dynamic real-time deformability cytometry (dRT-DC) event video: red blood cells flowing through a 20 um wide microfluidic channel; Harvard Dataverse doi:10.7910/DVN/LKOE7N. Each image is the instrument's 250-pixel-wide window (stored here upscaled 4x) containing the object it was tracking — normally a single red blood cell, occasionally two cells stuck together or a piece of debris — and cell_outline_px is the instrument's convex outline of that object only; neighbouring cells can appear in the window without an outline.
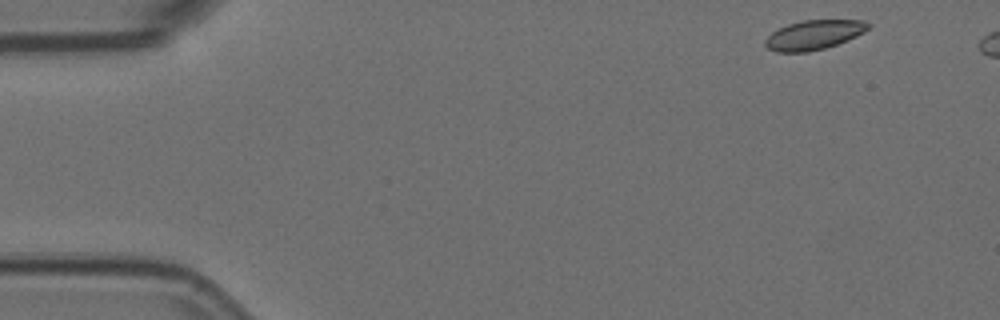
{"species": "Egyptian fruit bat (a non-hibernating species)", "species_latin": "Rousettus aegyptiacus", "temperature_condition": "room temperature", "stored_images_in_passage": 5, "camera_frame_rate_fps": 3000, "um_per_image_px": 0.085, "animal": {"sex": "female"}, "frame": {"image": 1, "passage_image": 1, "time_ms": 0.0, "image_size_px": [1000, 320], "cell_outline_px": [[872, 24], [864, 32], [848, 40], [824, 48], [808, 52], [776, 52], [768, 48], [764, 44], [764, 40], [772, 32], [788, 24], [800, 20], [864, 20]], "centroid_in_image_um": [69.18, 2.96], "position_along_channel_um": 15.8, "area_um2": 17.69}}